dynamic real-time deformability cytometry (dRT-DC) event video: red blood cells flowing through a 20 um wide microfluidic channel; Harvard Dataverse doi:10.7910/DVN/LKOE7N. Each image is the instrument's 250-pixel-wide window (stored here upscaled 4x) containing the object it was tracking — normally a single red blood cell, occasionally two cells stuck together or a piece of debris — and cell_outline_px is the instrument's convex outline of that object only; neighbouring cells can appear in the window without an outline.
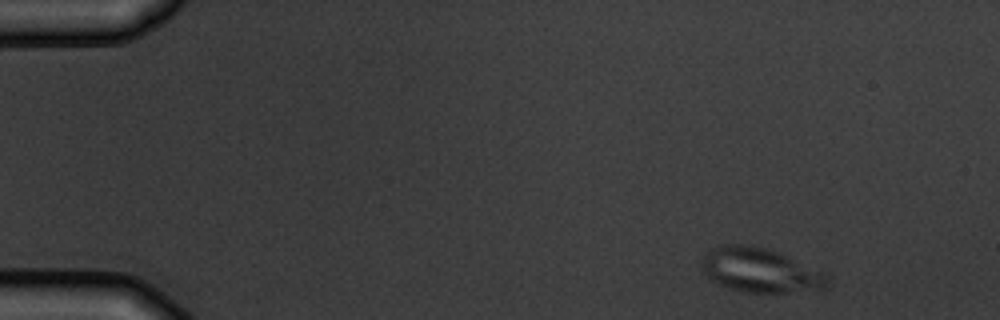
{"species": "common noctule bat (a hibernating species)", "species_latin": "Nyctalus noctula", "temperature_condition": "warm", "stored_images_in_passage": 5, "camera_frame_rate_fps": 3000, "um_per_image_px": 0.085, "animal": {"sex": "male", "body_mass_g": 19.5, "forearm_length_mm": 54.6}, "frame": {"image": 1, "passage_image": 1, "time_ms": 0.0, "image_size_px": [1000, 320], "cell_outline_px": [[828, 280], [820, 288], [784, 292], [744, 292], [720, 284], [712, 280], [704, 272], [704, 256], [712, 248], [720, 244], [740, 244], [768, 248], [824, 272], [828, 276]], "centroid_in_image_um": [64.58, 22.95], "position_along_channel_um": 20.4, "area_um2": 31.5}}